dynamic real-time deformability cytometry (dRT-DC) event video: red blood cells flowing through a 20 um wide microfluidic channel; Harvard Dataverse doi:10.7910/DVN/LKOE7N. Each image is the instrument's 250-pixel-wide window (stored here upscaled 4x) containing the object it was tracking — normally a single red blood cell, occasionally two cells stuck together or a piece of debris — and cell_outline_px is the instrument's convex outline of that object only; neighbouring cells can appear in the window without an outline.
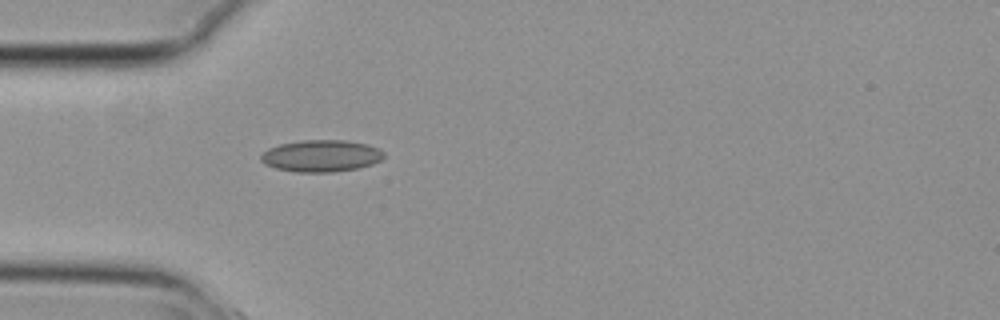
{"species": "common noctule bat (a hibernating species)", "species_latin": "Nyctalus noctula", "temperature_condition": "cold", "stored_images_in_passage": 1, "camera_frame_rate_fps": 3000, "um_per_image_px": 0.085, "animal": {"sex": "female", "body_mass_g": 29.2, "forearm_length_mm": 56.3}, "frame": {"image": 1, "passage_image": 1, "time_ms": 0.0, "image_size_px": [1000, 320], "cell_outline_px": [[384, 156], [380, 160], [372, 164], [356, 168], [332, 172], [296, 172], [276, 168], [264, 164], [260, 160], [260, 156], [268, 148], [280, 144], [300, 140], [344, 140], [368, 144], [384, 152]], "centroid_in_image_um": [27.27, 13.24], "position_along_channel_um": 57.7, "area_um2": 22.77}}